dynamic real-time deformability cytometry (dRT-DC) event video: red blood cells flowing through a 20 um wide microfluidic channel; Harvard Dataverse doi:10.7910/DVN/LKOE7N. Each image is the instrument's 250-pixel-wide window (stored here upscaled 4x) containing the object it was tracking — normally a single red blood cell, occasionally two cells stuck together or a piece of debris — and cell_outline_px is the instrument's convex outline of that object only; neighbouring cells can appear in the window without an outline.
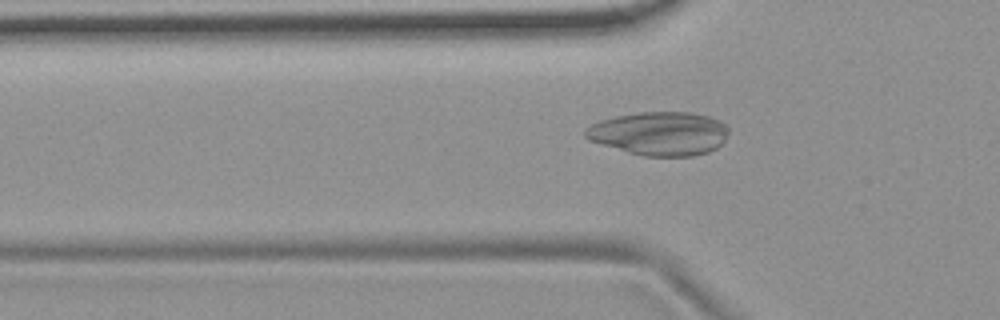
{"species": "common noctule bat (a hibernating species)", "species_latin": "Nyctalus noctula", "temperature_condition": "room temperature", "stored_images_in_passage": 54, "camera_frame_rate_fps": 3000, "um_per_image_px": 0.085, "animal": {"sex": "female", "body_mass_g": 19.9}, "frame": {"image": 1, "passage_image": 17, "time_ms": 5.333, "image_size_px": [1000, 320], "cell_outline_px": [[728, 132], [724, 140], [716, 148], [708, 152], [692, 156], [644, 156], [628, 152], [588, 140], [584, 136], [584, 132], [592, 124], [600, 120], [616, 116], [640, 112], [692, 112], [708, 116], [720, 120], [728, 128]], "centroid_in_image_um": [56.07, 11.34], "position_along_channel_um": 69.7, "area_um2": 36.3}}
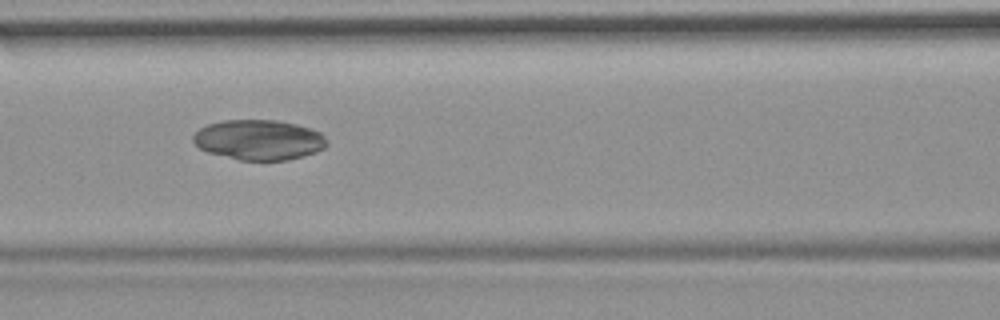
{"frame": {"image": 2, "passage_image": 23, "time_ms": 7.333, "image_size_px": [1000, 320], "cell_outline_px": [[328, 144], [324, 148], [316, 152], [304, 156], [288, 160], [240, 160], [208, 152], [200, 148], [192, 140], [192, 136], [200, 128], [208, 124], [224, 120], [276, 120], [296, 124], [320, 132], [328, 140]], "centroid_in_image_um": [22.02, 11.89], "position_along_channel_um": 144.6, "area_um2": 31.27}}
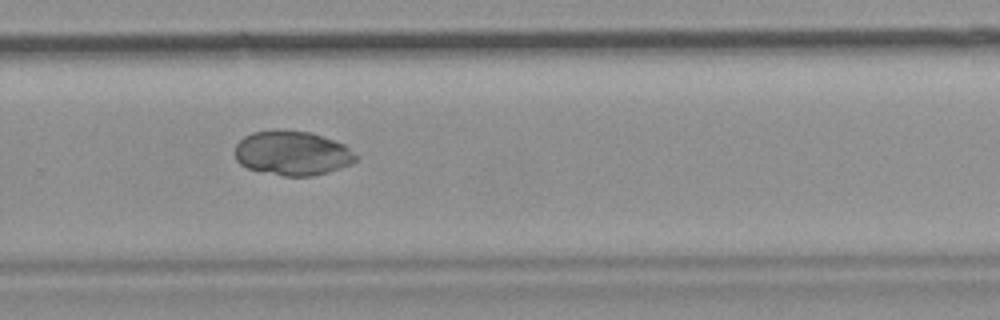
{"frame": {"image": 3, "passage_image": 36, "time_ms": 11.667, "image_size_px": [1000, 320], "cell_outline_px": [[360, 156], [356, 160], [340, 168], [328, 172], [312, 176], [284, 176], [248, 168], [240, 164], [236, 160], [236, 144], [244, 136], [252, 132], [276, 128], [308, 132], [344, 144]], "centroid_in_image_um": [24.84, 13.0], "position_along_channel_um": 305.0, "area_um2": 31.33}}